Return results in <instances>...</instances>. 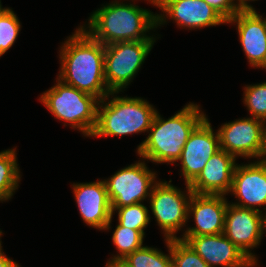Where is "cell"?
Segmentation results:
<instances>
[{
  "mask_svg": "<svg viewBox=\"0 0 266 267\" xmlns=\"http://www.w3.org/2000/svg\"><path fill=\"white\" fill-rule=\"evenodd\" d=\"M104 55L105 46L80 26L61 47V71L57 79L102 101L114 94L106 86Z\"/></svg>",
  "mask_w": 266,
  "mask_h": 267,
  "instance_id": "cell-1",
  "label": "cell"
},
{
  "mask_svg": "<svg viewBox=\"0 0 266 267\" xmlns=\"http://www.w3.org/2000/svg\"><path fill=\"white\" fill-rule=\"evenodd\" d=\"M163 16L116 1L93 12L89 19V31L84 30L104 46L115 42L154 40L145 32L165 22Z\"/></svg>",
  "mask_w": 266,
  "mask_h": 267,
  "instance_id": "cell-2",
  "label": "cell"
},
{
  "mask_svg": "<svg viewBox=\"0 0 266 267\" xmlns=\"http://www.w3.org/2000/svg\"><path fill=\"white\" fill-rule=\"evenodd\" d=\"M200 111L191 103L167 120L156 113L149 136L138 146V155L155 163L178 161L190 134L206 118Z\"/></svg>",
  "mask_w": 266,
  "mask_h": 267,
  "instance_id": "cell-3",
  "label": "cell"
},
{
  "mask_svg": "<svg viewBox=\"0 0 266 267\" xmlns=\"http://www.w3.org/2000/svg\"><path fill=\"white\" fill-rule=\"evenodd\" d=\"M156 113L153 106L141 98L114 97L104 106H97V124L91 137L149 131Z\"/></svg>",
  "mask_w": 266,
  "mask_h": 267,
  "instance_id": "cell-4",
  "label": "cell"
},
{
  "mask_svg": "<svg viewBox=\"0 0 266 267\" xmlns=\"http://www.w3.org/2000/svg\"><path fill=\"white\" fill-rule=\"evenodd\" d=\"M108 97L99 101L58 79L57 84L44 92L40 100L57 119L70 123L85 136H91L97 124V106L104 104Z\"/></svg>",
  "mask_w": 266,
  "mask_h": 267,
  "instance_id": "cell-5",
  "label": "cell"
},
{
  "mask_svg": "<svg viewBox=\"0 0 266 267\" xmlns=\"http://www.w3.org/2000/svg\"><path fill=\"white\" fill-rule=\"evenodd\" d=\"M155 40L115 42L105 45L104 77L110 92L126 88L150 53Z\"/></svg>",
  "mask_w": 266,
  "mask_h": 267,
  "instance_id": "cell-6",
  "label": "cell"
},
{
  "mask_svg": "<svg viewBox=\"0 0 266 267\" xmlns=\"http://www.w3.org/2000/svg\"><path fill=\"white\" fill-rule=\"evenodd\" d=\"M166 182H157L151 191L150 206L165 239H179L174 236L188 220V205L193 194L189 184H186L187 195L180 189ZM182 192V193H181ZM189 196V197H186Z\"/></svg>",
  "mask_w": 266,
  "mask_h": 267,
  "instance_id": "cell-7",
  "label": "cell"
},
{
  "mask_svg": "<svg viewBox=\"0 0 266 267\" xmlns=\"http://www.w3.org/2000/svg\"><path fill=\"white\" fill-rule=\"evenodd\" d=\"M156 173L147 169L144 161L131 164L104 180L111 209L141 203L151 195ZM150 190V193L148 192Z\"/></svg>",
  "mask_w": 266,
  "mask_h": 267,
  "instance_id": "cell-8",
  "label": "cell"
},
{
  "mask_svg": "<svg viewBox=\"0 0 266 267\" xmlns=\"http://www.w3.org/2000/svg\"><path fill=\"white\" fill-rule=\"evenodd\" d=\"M261 213L228 203L223 231V234L255 265L256 257L249 250L259 245L264 233L265 216Z\"/></svg>",
  "mask_w": 266,
  "mask_h": 267,
  "instance_id": "cell-9",
  "label": "cell"
},
{
  "mask_svg": "<svg viewBox=\"0 0 266 267\" xmlns=\"http://www.w3.org/2000/svg\"><path fill=\"white\" fill-rule=\"evenodd\" d=\"M264 125V121L252 117L225 123L218 130L220 149L235 158H259L264 146Z\"/></svg>",
  "mask_w": 266,
  "mask_h": 267,
  "instance_id": "cell-10",
  "label": "cell"
},
{
  "mask_svg": "<svg viewBox=\"0 0 266 267\" xmlns=\"http://www.w3.org/2000/svg\"><path fill=\"white\" fill-rule=\"evenodd\" d=\"M220 150L219 135L213 133L206 117L190 134L181 156L182 175L190 184L203 170L208 160Z\"/></svg>",
  "mask_w": 266,
  "mask_h": 267,
  "instance_id": "cell-11",
  "label": "cell"
},
{
  "mask_svg": "<svg viewBox=\"0 0 266 267\" xmlns=\"http://www.w3.org/2000/svg\"><path fill=\"white\" fill-rule=\"evenodd\" d=\"M185 241L210 267H253L255 264L223 233L183 236Z\"/></svg>",
  "mask_w": 266,
  "mask_h": 267,
  "instance_id": "cell-12",
  "label": "cell"
},
{
  "mask_svg": "<svg viewBox=\"0 0 266 267\" xmlns=\"http://www.w3.org/2000/svg\"><path fill=\"white\" fill-rule=\"evenodd\" d=\"M73 190L84 222L100 230L109 229L113 213L105 181L73 184Z\"/></svg>",
  "mask_w": 266,
  "mask_h": 267,
  "instance_id": "cell-13",
  "label": "cell"
},
{
  "mask_svg": "<svg viewBox=\"0 0 266 267\" xmlns=\"http://www.w3.org/2000/svg\"><path fill=\"white\" fill-rule=\"evenodd\" d=\"M227 205L224 195L193 193L188 205V214L194 215L196 227L186 230L184 236L223 233Z\"/></svg>",
  "mask_w": 266,
  "mask_h": 267,
  "instance_id": "cell-14",
  "label": "cell"
},
{
  "mask_svg": "<svg viewBox=\"0 0 266 267\" xmlns=\"http://www.w3.org/2000/svg\"><path fill=\"white\" fill-rule=\"evenodd\" d=\"M237 22L238 35L252 67L266 69V19L255 9L240 10L227 23Z\"/></svg>",
  "mask_w": 266,
  "mask_h": 267,
  "instance_id": "cell-15",
  "label": "cell"
},
{
  "mask_svg": "<svg viewBox=\"0 0 266 267\" xmlns=\"http://www.w3.org/2000/svg\"><path fill=\"white\" fill-rule=\"evenodd\" d=\"M230 192L242 201L234 205L262 212L255 207L266 205V164L236 165Z\"/></svg>",
  "mask_w": 266,
  "mask_h": 267,
  "instance_id": "cell-16",
  "label": "cell"
},
{
  "mask_svg": "<svg viewBox=\"0 0 266 267\" xmlns=\"http://www.w3.org/2000/svg\"><path fill=\"white\" fill-rule=\"evenodd\" d=\"M235 157L220 149L206 163L199 175L189 184L193 193L226 195L232 187Z\"/></svg>",
  "mask_w": 266,
  "mask_h": 267,
  "instance_id": "cell-17",
  "label": "cell"
},
{
  "mask_svg": "<svg viewBox=\"0 0 266 267\" xmlns=\"http://www.w3.org/2000/svg\"><path fill=\"white\" fill-rule=\"evenodd\" d=\"M160 9L181 27L195 29L227 23L204 0H164Z\"/></svg>",
  "mask_w": 266,
  "mask_h": 267,
  "instance_id": "cell-18",
  "label": "cell"
},
{
  "mask_svg": "<svg viewBox=\"0 0 266 267\" xmlns=\"http://www.w3.org/2000/svg\"><path fill=\"white\" fill-rule=\"evenodd\" d=\"M15 149L0 152V201L8 200L18 187L20 171Z\"/></svg>",
  "mask_w": 266,
  "mask_h": 267,
  "instance_id": "cell-19",
  "label": "cell"
},
{
  "mask_svg": "<svg viewBox=\"0 0 266 267\" xmlns=\"http://www.w3.org/2000/svg\"><path fill=\"white\" fill-rule=\"evenodd\" d=\"M169 254L165 255L161 251L148 246L141 248L128 254L124 259L130 267H172L171 257V239H165Z\"/></svg>",
  "mask_w": 266,
  "mask_h": 267,
  "instance_id": "cell-20",
  "label": "cell"
},
{
  "mask_svg": "<svg viewBox=\"0 0 266 267\" xmlns=\"http://www.w3.org/2000/svg\"><path fill=\"white\" fill-rule=\"evenodd\" d=\"M144 235L145 234L138 230L122 227L118 224L113 232L112 240L120 255L118 254L117 256H114L112 260H122L128 254L141 248L143 245Z\"/></svg>",
  "mask_w": 266,
  "mask_h": 267,
  "instance_id": "cell-21",
  "label": "cell"
},
{
  "mask_svg": "<svg viewBox=\"0 0 266 267\" xmlns=\"http://www.w3.org/2000/svg\"><path fill=\"white\" fill-rule=\"evenodd\" d=\"M111 210L112 213L118 210V223L122 227L138 230L143 234L145 233L144 228H146V226L149 224L150 217L147 207L142 203Z\"/></svg>",
  "mask_w": 266,
  "mask_h": 267,
  "instance_id": "cell-22",
  "label": "cell"
},
{
  "mask_svg": "<svg viewBox=\"0 0 266 267\" xmlns=\"http://www.w3.org/2000/svg\"><path fill=\"white\" fill-rule=\"evenodd\" d=\"M172 267H210L185 241L171 239Z\"/></svg>",
  "mask_w": 266,
  "mask_h": 267,
  "instance_id": "cell-23",
  "label": "cell"
},
{
  "mask_svg": "<svg viewBox=\"0 0 266 267\" xmlns=\"http://www.w3.org/2000/svg\"><path fill=\"white\" fill-rule=\"evenodd\" d=\"M244 103L252 118L266 122V82L244 88Z\"/></svg>",
  "mask_w": 266,
  "mask_h": 267,
  "instance_id": "cell-24",
  "label": "cell"
},
{
  "mask_svg": "<svg viewBox=\"0 0 266 267\" xmlns=\"http://www.w3.org/2000/svg\"><path fill=\"white\" fill-rule=\"evenodd\" d=\"M21 25L11 9H7L0 17V56L5 54L14 44Z\"/></svg>",
  "mask_w": 266,
  "mask_h": 267,
  "instance_id": "cell-25",
  "label": "cell"
},
{
  "mask_svg": "<svg viewBox=\"0 0 266 267\" xmlns=\"http://www.w3.org/2000/svg\"><path fill=\"white\" fill-rule=\"evenodd\" d=\"M216 12H218L226 21L233 18L240 10L238 4L234 0H204Z\"/></svg>",
  "mask_w": 266,
  "mask_h": 267,
  "instance_id": "cell-26",
  "label": "cell"
},
{
  "mask_svg": "<svg viewBox=\"0 0 266 267\" xmlns=\"http://www.w3.org/2000/svg\"><path fill=\"white\" fill-rule=\"evenodd\" d=\"M0 267H20L15 261L6 257L2 252L1 242H0Z\"/></svg>",
  "mask_w": 266,
  "mask_h": 267,
  "instance_id": "cell-27",
  "label": "cell"
},
{
  "mask_svg": "<svg viewBox=\"0 0 266 267\" xmlns=\"http://www.w3.org/2000/svg\"><path fill=\"white\" fill-rule=\"evenodd\" d=\"M106 267H130L126 262L120 259L110 260Z\"/></svg>",
  "mask_w": 266,
  "mask_h": 267,
  "instance_id": "cell-28",
  "label": "cell"
},
{
  "mask_svg": "<svg viewBox=\"0 0 266 267\" xmlns=\"http://www.w3.org/2000/svg\"><path fill=\"white\" fill-rule=\"evenodd\" d=\"M247 1L251 0H239L238 5L241 8V10H247V9H254L252 6H250ZM254 1V0H252Z\"/></svg>",
  "mask_w": 266,
  "mask_h": 267,
  "instance_id": "cell-29",
  "label": "cell"
},
{
  "mask_svg": "<svg viewBox=\"0 0 266 267\" xmlns=\"http://www.w3.org/2000/svg\"><path fill=\"white\" fill-rule=\"evenodd\" d=\"M261 159L260 161L266 164V130H265V134H264V146H263V151L262 154L260 156ZM265 157V158H264Z\"/></svg>",
  "mask_w": 266,
  "mask_h": 267,
  "instance_id": "cell-30",
  "label": "cell"
},
{
  "mask_svg": "<svg viewBox=\"0 0 266 267\" xmlns=\"http://www.w3.org/2000/svg\"><path fill=\"white\" fill-rule=\"evenodd\" d=\"M152 4L160 7L164 0H149Z\"/></svg>",
  "mask_w": 266,
  "mask_h": 267,
  "instance_id": "cell-31",
  "label": "cell"
},
{
  "mask_svg": "<svg viewBox=\"0 0 266 267\" xmlns=\"http://www.w3.org/2000/svg\"><path fill=\"white\" fill-rule=\"evenodd\" d=\"M8 8H2L1 2H0V17L1 15L7 10Z\"/></svg>",
  "mask_w": 266,
  "mask_h": 267,
  "instance_id": "cell-32",
  "label": "cell"
},
{
  "mask_svg": "<svg viewBox=\"0 0 266 267\" xmlns=\"http://www.w3.org/2000/svg\"><path fill=\"white\" fill-rule=\"evenodd\" d=\"M264 229L266 230V214H265V227H264Z\"/></svg>",
  "mask_w": 266,
  "mask_h": 267,
  "instance_id": "cell-33",
  "label": "cell"
}]
</instances>
